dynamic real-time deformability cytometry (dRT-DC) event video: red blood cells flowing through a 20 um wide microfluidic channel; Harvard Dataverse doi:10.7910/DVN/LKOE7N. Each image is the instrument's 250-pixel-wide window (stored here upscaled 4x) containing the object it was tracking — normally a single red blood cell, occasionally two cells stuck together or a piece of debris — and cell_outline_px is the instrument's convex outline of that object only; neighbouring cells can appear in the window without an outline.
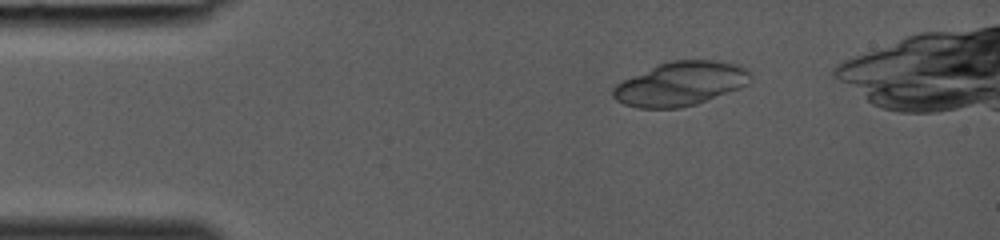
{"species": "common noctule bat (a hibernating species)", "species_latin": "Nyctalus noctula", "temperature_condition": "room temperature", "stored_images_in_passage": 36, "segment_of_instrument_passage": [1, 2], "camera_frame_rate_fps": 3000, "um_per_image_px": 0.085, "animal": {"sex": "female", "body_mass_g": 19.0, "forearm_length_mm": 53.3}, "frame": {"image": 1, "passage_image": 6, "time_ms": 1.667, "image_size_px": [1000, 240], "cell_outline_px": [[752, 80], [748, 84], [740, 88], [696, 104], [680, 108], [636, 108], [624, 104], [616, 100], [612, 96], [612, 88], [616, 84], [656, 64], [672, 60], [716, 60], [740, 64], [748, 68]], "centroid_in_image_um": [57.87, 7.11], "position_along_channel_um": 27.1, "area_um2": 35.55}}